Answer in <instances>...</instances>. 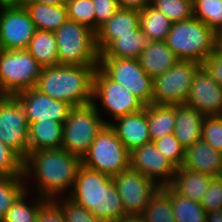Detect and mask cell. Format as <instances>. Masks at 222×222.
Instances as JSON below:
<instances>
[{
    "instance_id": "e575fe53",
    "label": "cell",
    "mask_w": 222,
    "mask_h": 222,
    "mask_svg": "<svg viewBox=\"0 0 222 222\" xmlns=\"http://www.w3.org/2000/svg\"><path fill=\"white\" fill-rule=\"evenodd\" d=\"M150 5L167 16L172 23L194 16L192 0H151Z\"/></svg>"
},
{
    "instance_id": "8992f818",
    "label": "cell",
    "mask_w": 222,
    "mask_h": 222,
    "mask_svg": "<svg viewBox=\"0 0 222 222\" xmlns=\"http://www.w3.org/2000/svg\"><path fill=\"white\" fill-rule=\"evenodd\" d=\"M97 102L84 106H75L63 123V141L61 148L83 158L98 133L110 122L101 119Z\"/></svg>"
},
{
    "instance_id": "f6af8a7d",
    "label": "cell",
    "mask_w": 222,
    "mask_h": 222,
    "mask_svg": "<svg viewBox=\"0 0 222 222\" xmlns=\"http://www.w3.org/2000/svg\"><path fill=\"white\" fill-rule=\"evenodd\" d=\"M117 2L119 8L121 9L135 10L140 12L150 4L151 0H117Z\"/></svg>"
},
{
    "instance_id": "6da1fadb",
    "label": "cell",
    "mask_w": 222,
    "mask_h": 222,
    "mask_svg": "<svg viewBox=\"0 0 222 222\" xmlns=\"http://www.w3.org/2000/svg\"><path fill=\"white\" fill-rule=\"evenodd\" d=\"M81 165V158L65 149L37 150L29 152L24 159L23 176L34 174L38 196L53 200L67 190L66 196L71 193Z\"/></svg>"
},
{
    "instance_id": "836d02e7",
    "label": "cell",
    "mask_w": 222,
    "mask_h": 222,
    "mask_svg": "<svg viewBox=\"0 0 222 222\" xmlns=\"http://www.w3.org/2000/svg\"><path fill=\"white\" fill-rule=\"evenodd\" d=\"M24 176L0 177V222H3L8 209L27 190Z\"/></svg>"
},
{
    "instance_id": "b9f144b4",
    "label": "cell",
    "mask_w": 222,
    "mask_h": 222,
    "mask_svg": "<svg viewBox=\"0 0 222 222\" xmlns=\"http://www.w3.org/2000/svg\"><path fill=\"white\" fill-rule=\"evenodd\" d=\"M95 10V33L99 27L108 21L120 8L117 0H92Z\"/></svg>"
},
{
    "instance_id": "484cf974",
    "label": "cell",
    "mask_w": 222,
    "mask_h": 222,
    "mask_svg": "<svg viewBox=\"0 0 222 222\" xmlns=\"http://www.w3.org/2000/svg\"><path fill=\"white\" fill-rule=\"evenodd\" d=\"M22 5L28 11L37 30L54 32L68 20L65 4L48 5L38 2H24Z\"/></svg>"
},
{
    "instance_id": "ee69618b",
    "label": "cell",
    "mask_w": 222,
    "mask_h": 222,
    "mask_svg": "<svg viewBox=\"0 0 222 222\" xmlns=\"http://www.w3.org/2000/svg\"><path fill=\"white\" fill-rule=\"evenodd\" d=\"M36 222H65L61 209L49 200L39 211Z\"/></svg>"
},
{
    "instance_id": "2e32d148",
    "label": "cell",
    "mask_w": 222,
    "mask_h": 222,
    "mask_svg": "<svg viewBox=\"0 0 222 222\" xmlns=\"http://www.w3.org/2000/svg\"><path fill=\"white\" fill-rule=\"evenodd\" d=\"M22 104L28 122L46 121L64 123L73 106L67 102L52 99L35 88L23 90L14 95Z\"/></svg>"
},
{
    "instance_id": "8fae6325",
    "label": "cell",
    "mask_w": 222,
    "mask_h": 222,
    "mask_svg": "<svg viewBox=\"0 0 222 222\" xmlns=\"http://www.w3.org/2000/svg\"><path fill=\"white\" fill-rule=\"evenodd\" d=\"M100 99L102 107L113 120L140 112L146 105L130 93L123 85L111 80L99 67L93 78V102Z\"/></svg>"
},
{
    "instance_id": "d6a6232c",
    "label": "cell",
    "mask_w": 222,
    "mask_h": 222,
    "mask_svg": "<svg viewBox=\"0 0 222 222\" xmlns=\"http://www.w3.org/2000/svg\"><path fill=\"white\" fill-rule=\"evenodd\" d=\"M194 17L217 35L222 32V0H192Z\"/></svg>"
},
{
    "instance_id": "7402d4cb",
    "label": "cell",
    "mask_w": 222,
    "mask_h": 222,
    "mask_svg": "<svg viewBox=\"0 0 222 222\" xmlns=\"http://www.w3.org/2000/svg\"><path fill=\"white\" fill-rule=\"evenodd\" d=\"M204 117L198 110L185 104L176 105V120L173 134L184 148L192 146L201 140Z\"/></svg>"
},
{
    "instance_id": "f35d334b",
    "label": "cell",
    "mask_w": 222,
    "mask_h": 222,
    "mask_svg": "<svg viewBox=\"0 0 222 222\" xmlns=\"http://www.w3.org/2000/svg\"><path fill=\"white\" fill-rule=\"evenodd\" d=\"M153 143L177 168L182 166L185 156V148L180 144L179 140L173 133L154 140Z\"/></svg>"
},
{
    "instance_id": "60d3db41",
    "label": "cell",
    "mask_w": 222,
    "mask_h": 222,
    "mask_svg": "<svg viewBox=\"0 0 222 222\" xmlns=\"http://www.w3.org/2000/svg\"><path fill=\"white\" fill-rule=\"evenodd\" d=\"M201 205L206 212L222 211V177H212L209 187L204 193Z\"/></svg>"
},
{
    "instance_id": "d590c367",
    "label": "cell",
    "mask_w": 222,
    "mask_h": 222,
    "mask_svg": "<svg viewBox=\"0 0 222 222\" xmlns=\"http://www.w3.org/2000/svg\"><path fill=\"white\" fill-rule=\"evenodd\" d=\"M68 20L89 27L95 32V10L92 0H67Z\"/></svg>"
},
{
    "instance_id": "cb8c5ba5",
    "label": "cell",
    "mask_w": 222,
    "mask_h": 222,
    "mask_svg": "<svg viewBox=\"0 0 222 222\" xmlns=\"http://www.w3.org/2000/svg\"><path fill=\"white\" fill-rule=\"evenodd\" d=\"M150 42L139 27L133 30V34L117 35V39L100 53L99 58L138 59Z\"/></svg>"
},
{
    "instance_id": "f546056e",
    "label": "cell",
    "mask_w": 222,
    "mask_h": 222,
    "mask_svg": "<svg viewBox=\"0 0 222 222\" xmlns=\"http://www.w3.org/2000/svg\"><path fill=\"white\" fill-rule=\"evenodd\" d=\"M140 27L150 41H165L172 22L150 4L140 12Z\"/></svg>"
},
{
    "instance_id": "bcb514c9",
    "label": "cell",
    "mask_w": 222,
    "mask_h": 222,
    "mask_svg": "<svg viewBox=\"0 0 222 222\" xmlns=\"http://www.w3.org/2000/svg\"><path fill=\"white\" fill-rule=\"evenodd\" d=\"M206 222H222V211L214 210L207 212Z\"/></svg>"
},
{
    "instance_id": "ac0fdd59",
    "label": "cell",
    "mask_w": 222,
    "mask_h": 222,
    "mask_svg": "<svg viewBox=\"0 0 222 222\" xmlns=\"http://www.w3.org/2000/svg\"><path fill=\"white\" fill-rule=\"evenodd\" d=\"M114 121L109 124L110 127L130 152L139 146L152 142L149 135L146 107L140 112L119 117Z\"/></svg>"
},
{
    "instance_id": "f907efd6",
    "label": "cell",
    "mask_w": 222,
    "mask_h": 222,
    "mask_svg": "<svg viewBox=\"0 0 222 222\" xmlns=\"http://www.w3.org/2000/svg\"><path fill=\"white\" fill-rule=\"evenodd\" d=\"M218 46L222 49V32L218 35Z\"/></svg>"
},
{
    "instance_id": "9a60e30c",
    "label": "cell",
    "mask_w": 222,
    "mask_h": 222,
    "mask_svg": "<svg viewBox=\"0 0 222 222\" xmlns=\"http://www.w3.org/2000/svg\"><path fill=\"white\" fill-rule=\"evenodd\" d=\"M130 167L154 181L159 187L169 186L177 171V167L153 142L130 152Z\"/></svg>"
},
{
    "instance_id": "db71d44e",
    "label": "cell",
    "mask_w": 222,
    "mask_h": 222,
    "mask_svg": "<svg viewBox=\"0 0 222 222\" xmlns=\"http://www.w3.org/2000/svg\"><path fill=\"white\" fill-rule=\"evenodd\" d=\"M0 93H5V91L3 90L1 84H0Z\"/></svg>"
},
{
    "instance_id": "e0dca14e",
    "label": "cell",
    "mask_w": 222,
    "mask_h": 222,
    "mask_svg": "<svg viewBox=\"0 0 222 222\" xmlns=\"http://www.w3.org/2000/svg\"><path fill=\"white\" fill-rule=\"evenodd\" d=\"M187 106L204 116L222 115V87L201 66L192 81Z\"/></svg>"
},
{
    "instance_id": "52a82bcc",
    "label": "cell",
    "mask_w": 222,
    "mask_h": 222,
    "mask_svg": "<svg viewBox=\"0 0 222 222\" xmlns=\"http://www.w3.org/2000/svg\"><path fill=\"white\" fill-rule=\"evenodd\" d=\"M81 162L89 169L113 177L130 168V151L120 141L110 125H105Z\"/></svg>"
},
{
    "instance_id": "1f68e13d",
    "label": "cell",
    "mask_w": 222,
    "mask_h": 222,
    "mask_svg": "<svg viewBox=\"0 0 222 222\" xmlns=\"http://www.w3.org/2000/svg\"><path fill=\"white\" fill-rule=\"evenodd\" d=\"M145 222H176L168 195L159 188L140 215Z\"/></svg>"
},
{
    "instance_id": "30bf717a",
    "label": "cell",
    "mask_w": 222,
    "mask_h": 222,
    "mask_svg": "<svg viewBox=\"0 0 222 222\" xmlns=\"http://www.w3.org/2000/svg\"><path fill=\"white\" fill-rule=\"evenodd\" d=\"M98 67L145 105L152 103L154 81L140 66L138 59L99 58Z\"/></svg>"
},
{
    "instance_id": "816d5d0a",
    "label": "cell",
    "mask_w": 222,
    "mask_h": 222,
    "mask_svg": "<svg viewBox=\"0 0 222 222\" xmlns=\"http://www.w3.org/2000/svg\"><path fill=\"white\" fill-rule=\"evenodd\" d=\"M6 5L8 4L5 2V0H0V8Z\"/></svg>"
},
{
    "instance_id": "4fadbf2b",
    "label": "cell",
    "mask_w": 222,
    "mask_h": 222,
    "mask_svg": "<svg viewBox=\"0 0 222 222\" xmlns=\"http://www.w3.org/2000/svg\"><path fill=\"white\" fill-rule=\"evenodd\" d=\"M36 30L22 4H8L0 8L1 50L27 49Z\"/></svg>"
},
{
    "instance_id": "5bb4252c",
    "label": "cell",
    "mask_w": 222,
    "mask_h": 222,
    "mask_svg": "<svg viewBox=\"0 0 222 222\" xmlns=\"http://www.w3.org/2000/svg\"><path fill=\"white\" fill-rule=\"evenodd\" d=\"M112 178L127 216L141 215L150 198L160 188L154 181L131 167Z\"/></svg>"
},
{
    "instance_id": "7c38bea8",
    "label": "cell",
    "mask_w": 222,
    "mask_h": 222,
    "mask_svg": "<svg viewBox=\"0 0 222 222\" xmlns=\"http://www.w3.org/2000/svg\"><path fill=\"white\" fill-rule=\"evenodd\" d=\"M28 120L20 101L8 95L0 101V141L23 159L29 153Z\"/></svg>"
},
{
    "instance_id": "681fc988",
    "label": "cell",
    "mask_w": 222,
    "mask_h": 222,
    "mask_svg": "<svg viewBox=\"0 0 222 222\" xmlns=\"http://www.w3.org/2000/svg\"><path fill=\"white\" fill-rule=\"evenodd\" d=\"M7 4H23L25 0H5Z\"/></svg>"
},
{
    "instance_id": "d6986e66",
    "label": "cell",
    "mask_w": 222,
    "mask_h": 222,
    "mask_svg": "<svg viewBox=\"0 0 222 222\" xmlns=\"http://www.w3.org/2000/svg\"><path fill=\"white\" fill-rule=\"evenodd\" d=\"M181 168L219 177L222 175V152L213 149L201 139L185 148Z\"/></svg>"
},
{
    "instance_id": "44dd1931",
    "label": "cell",
    "mask_w": 222,
    "mask_h": 222,
    "mask_svg": "<svg viewBox=\"0 0 222 222\" xmlns=\"http://www.w3.org/2000/svg\"><path fill=\"white\" fill-rule=\"evenodd\" d=\"M138 60L140 66L152 79L166 73L179 61L165 41H151L141 52Z\"/></svg>"
},
{
    "instance_id": "5b68a950",
    "label": "cell",
    "mask_w": 222,
    "mask_h": 222,
    "mask_svg": "<svg viewBox=\"0 0 222 222\" xmlns=\"http://www.w3.org/2000/svg\"><path fill=\"white\" fill-rule=\"evenodd\" d=\"M54 34L59 64L98 66L100 54L96 47V33L89 27L67 20Z\"/></svg>"
},
{
    "instance_id": "9c48e42d",
    "label": "cell",
    "mask_w": 222,
    "mask_h": 222,
    "mask_svg": "<svg viewBox=\"0 0 222 222\" xmlns=\"http://www.w3.org/2000/svg\"><path fill=\"white\" fill-rule=\"evenodd\" d=\"M200 67L197 62L179 60L166 73L153 79L152 104H186L193 78Z\"/></svg>"
},
{
    "instance_id": "7a4b0ae2",
    "label": "cell",
    "mask_w": 222,
    "mask_h": 222,
    "mask_svg": "<svg viewBox=\"0 0 222 222\" xmlns=\"http://www.w3.org/2000/svg\"><path fill=\"white\" fill-rule=\"evenodd\" d=\"M102 222H116L126 212L112 176L80 166L74 187L67 196Z\"/></svg>"
},
{
    "instance_id": "74e56055",
    "label": "cell",
    "mask_w": 222,
    "mask_h": 222,
    "mask_svg": "<svg viewBox=\"0 0 222 222\" xmlns=\"http://www.w3.org/2000/svg\"><path fill=\"white\" fill-rule=\"evenodd\" d=\"M57 197L52 201L61 209L65 222H102L93 213L74 203L67 196ZM61 198V200H59ZM59 202V203H58Z\"/></svg>"
},
{
    "instance_id": "d4e9b609",
    "label": "cell",
    "mask_w": 222,
    "mask_h": 222,
    "mask_svg": "<svg viewBox=\"0 0 222 222\" xmlns=\"http://www.w3.org/2000/svg\"><path fill=\"white\" fill-rule=\"evenodd\" d=\"M212 176L192 170L177 168L172 183L169 185L182 197L201 204L204 193L209 187Z\"/></svg>"
},
{
    "instance_id": "4dcf8cb0",
    "label": "cell",
    "mask_w": 222,
    "mask_h": 222,
    "mask_svg": "<svg viewBox=\"0 0 222 222\" xmlns=\"http://www.w3.org/2000/svg\"><path fill=\"white\" fill-rule=\"evenodd\" d=\"M27 188L18 199L12 204L5 214L3 222H36L39 211L49 201L43 197H37L36 201H28L26 203L28 193Z\"/></svg>"
},
{
    "instance_id": "4316f807",
    "label": "cell",
    "mask_w": 222,
    "mask_h": 222,
    "mask_svg": "<svg viewBox=\"0 0 222 222\" xmlns=\"http://www.w3.org/2000/svg\"><path fill=\"white\" fill-rule=\"evenodd\" d=\"M149 135L152 140L163 138L174 132L176 105H146Z\"/></svg>"
},
{
    "instance_id": "ab89813d",
    "label": "cell",
    "mask_w": 222,
    "mask_h": 222,
    "mask_svg": "<svg viewBox=\"0 0 222 222\" xmlns=\"http://www.w3.org/2000/svg\"><path fill=\"white\" fill-rule=\"evenodd\" d=\"M201 139L213 149L222 152V115L204 117Z\"/></svg>"
},
{
    "instance_id": "c3c4849f",
    "label": "cell",
    "mask_w": 222,
    "mask_h": 222,
    "mask_svg": "<svg viewBox=\"0 0 222 222\" xmlns=\"http://www.w3.org/2000/svg\"><path fill=\"white\" fill-rule=\"evenodd\" d=\"M116 222H145L140 215L126 216Z\"/></svg>"
},
{
    "instance_id": "ba28073f",
    "label": "cell",
    "mask_w": 222,
    "mask_h": 222,
    "mask_svg": "<svg viewBox=\"0 0 222 222\" xmlns=\"http://www.w3.org/2000/svg\"><path fill=\"white\" fill-rule=\"evenodd\" d=\"M42 68L27 49L0 50V84L7 95L35 88Z\"/></svg>"
},
{
    "instance_id": "f1b7e54d",
    "label": "cell",
    "mask_w": 222,
    "mask_h": 222,
    "mask_svg": "<svg viewBox=\"0 0 222 222\" xmlns=\"http://www.w3.org/2000/svg\"><path fill=\"white\" fill-rule=\"evenodd\" d=\"M160 188L168 195L171 201L176 222H206L207 212L200 203L182 197L170 186Z\"/></svg>"
},
{
    "instance_id": "8d00e7d4",
    "label": "cell",
    "mask_w": 222,
    "mask_h": 222,
    "mask_svg": "<svg viewBox=\"0 0 222 222\" xmlns=\"http://www.w3.org/2000/svg\"><path fill=\"white\" fill-rule=\"evenodd\" d=\"M24 174V159L11 147L0 141V177Z\"/></svg>"
},
{
    "instance_id": "277c9868",
    "label": "cell",
    "mask_w": 222,
    "mask_h": 222,
    "mask_svg": "<svg viewBox=\"0 0 222 222\" xmlns=\"http://www.w3.org/2000/svg\"><path fill=\"white\" fill-rule=\"evenodd\" d=\"M165 42L179 60L202 64L218 46V35L193 16L172 23Z\"/></svg>"
},
{
    "instance_id": "ffe728a7",
    "label": "cell",
    "mask_w": 222,
    "mask_h": 222,
    "mask_svg": "<svg viewBox=\"0 0 222 222\" xmlns=\"http://www.w3.org/2000/svg\"><path fill=\"white\" fill-rule=\"evenodd\" d=\"M140 27V13L135 10L119 9L96 32V47L100 54L117 35L133 34Z\"/></svg>"
},
{
    "instance_id": "3957f363",
    "label": "cell",
    "mask_w": 222,
    "mask_h": 222,
    "mask_svg": "<svg viewBox=\"0 0 222 222\" xmlns=\"http://www.w3.org/2000/svg\"><path fill=\"white\" fill-rule=\"evenodd\" d=\"M98 66L52 65L42 68L35 89L75 106L93 101V78Z\"/></svg>"
},
{
    "instance_id": "7dc6e473",
    "label": "cell",
    "mask_w": 222,
    "mask_h": 222,
    "mask_svg": "<svg viewBox=\"0 0 222 222\" xmlns=\"http://www.w3.org/2000/svg\"><path fill=\"white\" fill-rule=\"evenodd\" d=\"M67 0H25V2H38L42 4H48V5H61L66 4Z\"/></svg>"
},
{
    "instance_id": "7bdbcfd3",
    "label": "cell",
    "mask_w": 222,
    "mask_h": 222,
    "mask_svg": "<svg viewBox=\"0 0 222 222\" xmlns=\"http://www.w3.org/2000/svg\"><path fill=\"white\" fill-rule=\"evenodd\" d=\"M201 66L222 87V49L219 46L203 61Z\"/></svg>"
},
{
    "instance_id": "f5cc1de1",
    "label": "cell",
    "mask_w": 222,
    "mask_h": 222,
    "mask_svg": "<svg viewBox=\"0 0 222 222\" xmlns=\"http://www.w3.org/2000/svg\"><path fill=\"white\" fill-rule=\"evenodd\" d=\"M8 95L6 93H0V101L3 99V98H6Z\"/></svg>"
},
{
    "instance_id": "83f0119b",
    "label": "cell",
    "mask_w": 222,
    "mask_h": 222,
    "mask_svg": "<svg viewBox=\"0 0 222 222\" xmlns=\"http://www.w3.org/2000/svg\"><path fill=\"white\" fill-rule=\"evenodd\" d=\"M27 50L43 68L59 64L57 42L53 31L36 30Z\"/></svg>"
},
{
    "instance_id": "603a6c76",
    "label": "cell",
    "mask_w": 222,
    "mask_h": 222,
    "mask_svg": "<svg viewBox=\"0 0 222 222\" xmlns=\"http://www.w3.org/2000/svg\"><path fill=\"white\" fill-rule=\"evenodd\" d=\"M28 123L29 152L61 148L63 123L51 119Z\"/></svg>"
}]
</instances>
